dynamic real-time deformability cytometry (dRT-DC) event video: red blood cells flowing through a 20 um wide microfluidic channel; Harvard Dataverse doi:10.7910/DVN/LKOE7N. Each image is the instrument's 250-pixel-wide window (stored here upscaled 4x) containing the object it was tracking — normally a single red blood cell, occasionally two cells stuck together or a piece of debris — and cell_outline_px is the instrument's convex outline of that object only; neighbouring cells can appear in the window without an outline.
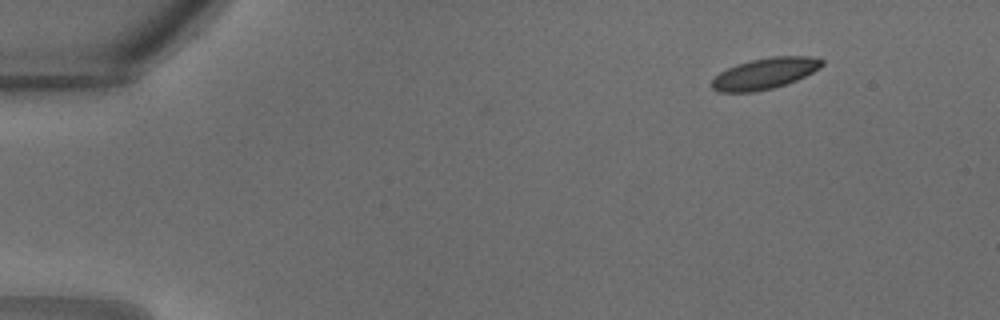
{"species": "common noctule bat (a hibernating species)", "species_latin": "Nyctalus noctula", "temperature_condition": "warm", "stored_images_in_passage": 6, "camera_frame_rate_fps": 3000, "um_per_image_px": 0.085, "animal": {"sex": "male", "body_mass_g": 18.8}, "frame": {"image": 1, "passage_image": 6, "time_ms": 1.667, "image_size_px": [1000, 320], "cell_outline_px": [[824, 64], [820, 68], [796, 80], [772, 88], [752, 92], [720, 92], [712, 88], [712, 80], [720, 72], [736, 64], [752, 60], [772, 56], [808, 56], [824, 60]], "centroid_in_image_um": [65.01, 6.24], "position_along_channel_um": 20.0, "area_um2": 19.71}}